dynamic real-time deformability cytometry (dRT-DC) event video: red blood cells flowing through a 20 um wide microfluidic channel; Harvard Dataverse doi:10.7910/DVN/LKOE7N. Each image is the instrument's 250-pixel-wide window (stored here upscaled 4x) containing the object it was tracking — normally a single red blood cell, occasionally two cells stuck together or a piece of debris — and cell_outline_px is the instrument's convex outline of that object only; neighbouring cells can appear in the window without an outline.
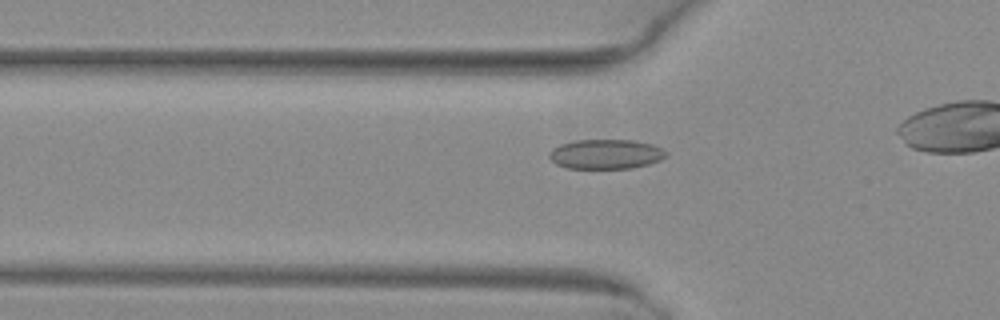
{"species": "common noctule bat (a hibernating species)", "species_latin": "Nyctalus noctula", "temperature_condition": "warm", "stored_images_in_passage": 37, "camera_frame_rate_fps": 3000, "um_per_image_px": 0.085, "animal": {"sex": "female", "body_mass_g": 29.2, "forearm_length_mm": 56.3}, "frame": {"image": 1, "passage_image": 13, "time_ms": 4.0, "image_size_px": [1000, 320], "cell_outline_px": [[668, 156], [660, 160], [648, 164], [632, 168], [568, 168], [556, 164], [548, 156], [548, 152], [552, 148], [560, 144], [576, 140], [632, 140], [652, 144], [668, 152]], "centroid_in_image_um": [51.49, 13.1], "position_along_channel_um": 74.3, "area_um2": 20.23}}
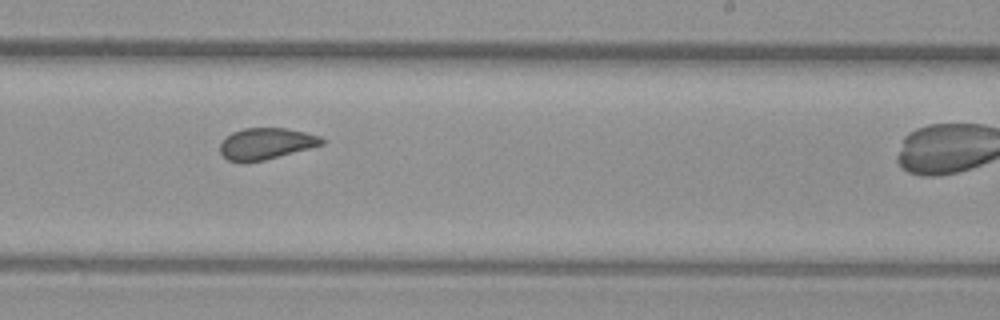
{"frame": {"image": 2, "passage_image": 27, "time_ms": 8.667, "image_size_px": [1000, 320], "cell_outline_px": [[324, 144], [264, 160], [244, 164], [228, 160], [220, 152], [220, 144], [232, 132], [244, 128], [284, 128], [304, 132], [320, 136], [324, 140]], "centroid_in_image_um": [22.59, 12.23], "position_along_channel_um": 266.4, "area_um2": 18.55}}
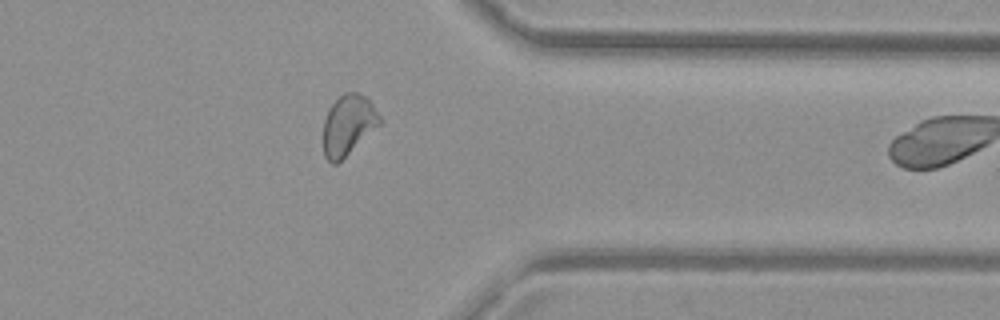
{"frame": {"image": 3, "passage_image": 36, "time_ms": 11.667, "image_size_px": [1000, 320], "cell_outline_px": [[384, 120], [380, 124], [336, 164], [332, 164], [324, 156], [324, 120], [328, 108], [344, 92], [356, 92], [364, 96], [372, 104]], "centroid_in_image_um": [29.6, 10.61], "position_along_channel_um": 381.8, "area_um2": 19.54}}